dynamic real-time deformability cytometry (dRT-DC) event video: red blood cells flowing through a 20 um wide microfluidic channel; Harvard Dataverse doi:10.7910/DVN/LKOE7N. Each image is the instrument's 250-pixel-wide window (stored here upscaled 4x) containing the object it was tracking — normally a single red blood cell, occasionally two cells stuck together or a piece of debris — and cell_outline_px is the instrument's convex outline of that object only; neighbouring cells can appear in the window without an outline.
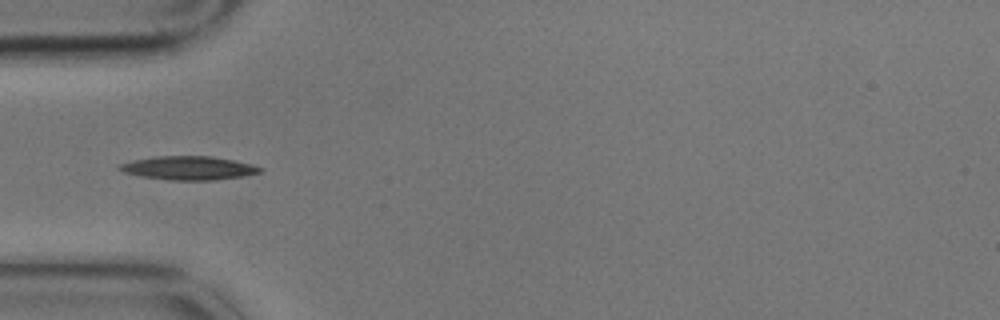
{"species": "common noctule bat (a hibernating species)", "species_latin": "Nyctalus noctula", "temperature_condition": "cold", "stored_images_in_passage": 10, "camera_frame_rate_fps": 3000, "um_per_image_px": 0.085, "animal": {"sex": "male", "body_mass_g": 17.9}, "frame": {"image": 1, "passage_image": 5, "time_ms": 1.333, "image_size_px": [1000, 320], "cell_outline_px": [[264, 168], [260, 172], [244, 176], [212, 180], [168, 180], [140, 176], [124, 172], [116, 168], [116, 164], [132, 160], [156, 156], [212, 156], [252, 164]], "centroid_in_image_um": [15.98, 14.28], "position_along_channel_um": 69.0, "area_um2": 19.48}}
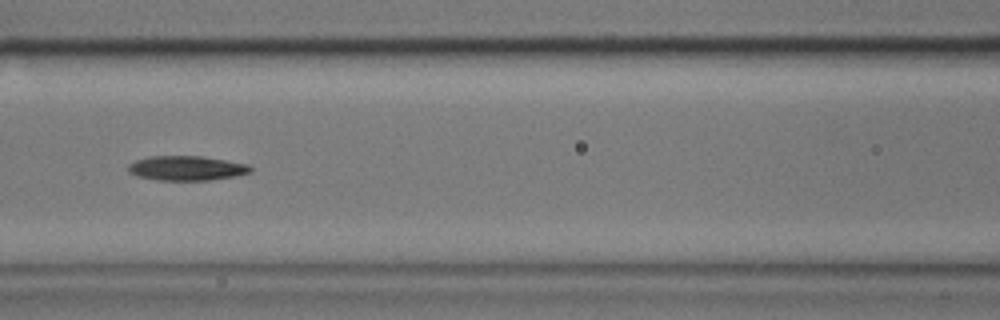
{"frame": {"image": 2, "passage_image": 7, "time_ms": 2.0, "image_size_px": [1000, 320], "cell_outline_px": [[252, 172], [236, 176], [208, 180], [156, 180], [136, 176], [128, 172], [128, 164], [136, 160], [148, 156], [204, 156], [248, 164], [252, 168]], "centroid_in_image_um": [15.85, 14.29], "position_along_channel_um": 150.8, "area_um2": 17.69}}
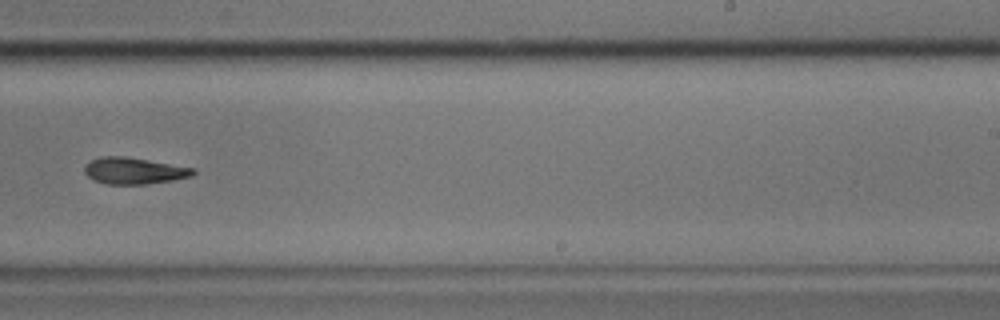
{"frame": {"image": 3, "passage_image": 10, "time_ms": 3.0, "image_size_px": [1000, 320], "cell_outline_px": [[196, 172], [192, 176], [172, 180], [148, 184], [108, 184], [92, 180], [84, 172], [84, 164], [88, 160], [100, 156], [124, 156], [196, 168]], "centroid_in_image_um": [11.35, 14.51], "position_along_channel_um": 277.6, "area_um2": 16.99}}